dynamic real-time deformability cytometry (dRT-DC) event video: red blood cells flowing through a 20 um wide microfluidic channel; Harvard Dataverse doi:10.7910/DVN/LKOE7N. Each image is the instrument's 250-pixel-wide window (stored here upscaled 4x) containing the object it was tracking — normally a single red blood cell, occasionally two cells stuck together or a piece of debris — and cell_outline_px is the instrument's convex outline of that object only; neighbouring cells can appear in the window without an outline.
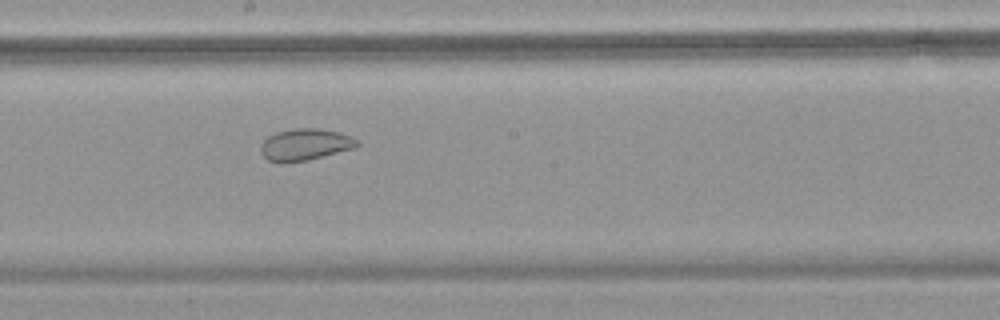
{"species": "common noctule bat (a hibernating species)", "species_latin": "Nyctalus noctula", "temperature_condition": "warm", "stored_images_in_passage": 49, "camera_frame_rate_fps": 3000, "um_per_image_px": 0.085, "animal": {"sex": "female", "body_mass_g": 18.4}, "frame": {"image": 1, "passage_image": 28, "time_ms": 9.0, "image_size_px": [1000, 320], "cell_outline_px": [[360, 144], [356, 148], [308, 160], [280, 164], [268, 160], [260, 152], [260, 144], [268, 136], [276, 132], [296, 128], [320, 128], [340, 132], [352, 136], [360, 140]], "centroid_in_image_um": [25.96, 12.29], "position_along_channel_um": 222.2, "area_um2": 18.26}}